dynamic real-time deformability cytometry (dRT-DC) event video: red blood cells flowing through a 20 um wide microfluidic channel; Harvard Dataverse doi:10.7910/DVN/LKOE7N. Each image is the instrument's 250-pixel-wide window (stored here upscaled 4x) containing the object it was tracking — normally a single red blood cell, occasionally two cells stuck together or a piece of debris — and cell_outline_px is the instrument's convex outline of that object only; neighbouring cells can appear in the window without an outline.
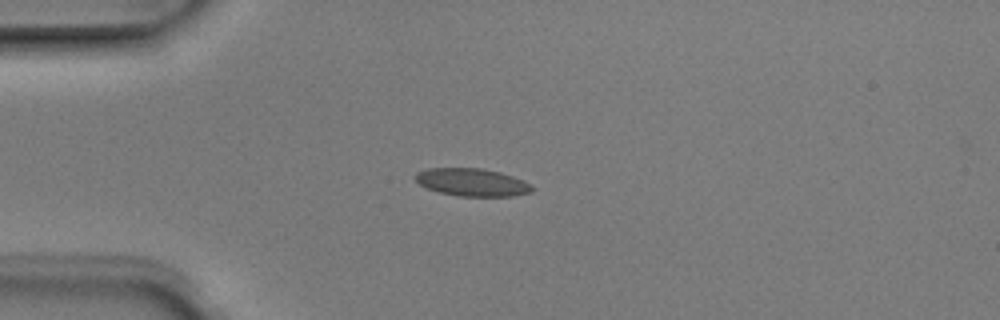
{"species": "Egyptian fruit bat (a non-hibernating species)", "species_latin": "Rousettus aegyptiacus", "temperature_condition": "room temperature", "stored_images_in_passage": 1, "camera_frame_rate_fps": 3000, "um_per_image_px": 0.085, "animal": {"sex": "male"}, "frame": {"image": 1, "passage_image": 1, "time_ms": 0.0, "image_size_px": [1000, 320], "cell_outline_px": [[536, 188], [532, 192], [512, 196], [460, 196], [440, 192], [428, 188], [420, 184], [416, 180], [416, 172], [428, 168], [480, 168], [500, 172], [524, 180], [532, 184]], "centroid_in_image_um": [40.19, 15.49], "position_along_channel_um": 44.8, "area_um2": 18.84}}